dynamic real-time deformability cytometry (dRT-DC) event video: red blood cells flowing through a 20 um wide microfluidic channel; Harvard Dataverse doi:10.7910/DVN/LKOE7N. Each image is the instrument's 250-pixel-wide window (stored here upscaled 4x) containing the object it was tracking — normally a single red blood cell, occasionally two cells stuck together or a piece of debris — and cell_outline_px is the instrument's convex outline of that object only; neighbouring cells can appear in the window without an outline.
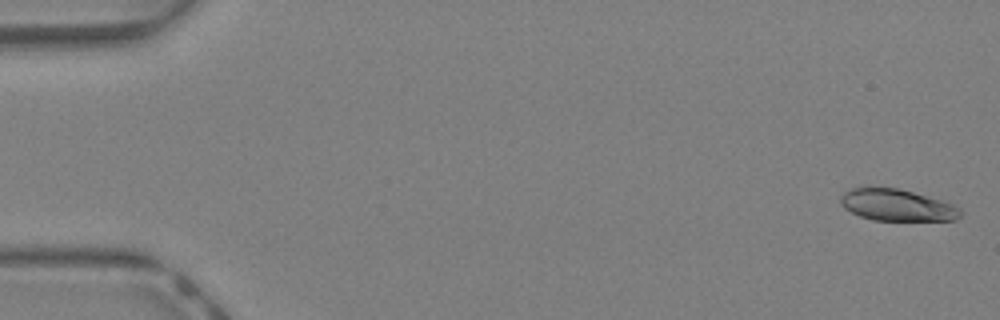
{"species": "Egyptian fruit bat (a non-hibernating species)", "species_latin": "Rousettus aegyptiacus", "temperature_condition": "warm", "stored_images_in_passage": 9, "camera_frame_rate_fps": 3000, "um_per_image_px": 0.085, "animal": {"sex": "female"}, "frame": {"image": 1, "passage_image": 1, "time_ms": 0.0, "image_size_px": [1000, 320], "cell_outline_px": [[964, 212], [956, 220], [872, 220], [860, 216], [844, 208], [840, 204], [840, 196], [844, 192], [852, 188], [864, 184], [896, 188], [912, 192], [940, 200], [952, 204], [960, 208]], "centroid_in_image_um": [76.18, 17.4], "position_along_channel_um": 8.8, "area_um2": 22.54}}